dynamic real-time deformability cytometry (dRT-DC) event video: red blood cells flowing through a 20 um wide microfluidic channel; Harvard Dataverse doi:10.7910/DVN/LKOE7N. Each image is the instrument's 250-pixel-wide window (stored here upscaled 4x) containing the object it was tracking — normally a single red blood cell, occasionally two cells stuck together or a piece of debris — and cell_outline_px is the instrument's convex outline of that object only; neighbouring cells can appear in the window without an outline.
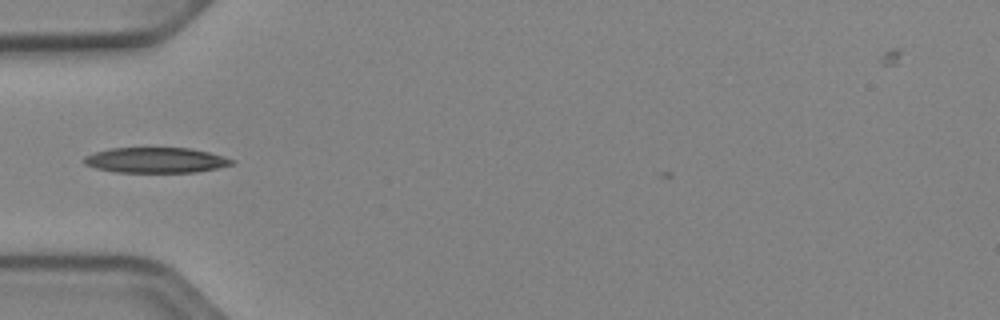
{"species": "Egyptian fruit bat (a non-hibernating species)", "species_latin": "Rousettus aegyptiacus", "temperature_condition": "cold", "stored_images_in_passage": 16, "camera_frame_rate_fps": 3000, "um_per_image_px": 0.085, "animal": {"sex": "female"}, "frame": {"image": 1, "passage_image": 1, "time_ms": 0.0, "image_size_px": [1000, 320], "cell_outline_px": [[236, 160], [232, 164], [216, 168], [196, 172], [116, 172], [96, 168], [84, 164], [84, 156], [96, 152], [112, 148], [192, 148], [224, 156]], "centroid_in_image_um": [13.26, 13.61], "position_along_channel_um": 71.7, "area_um2": 21.73}}
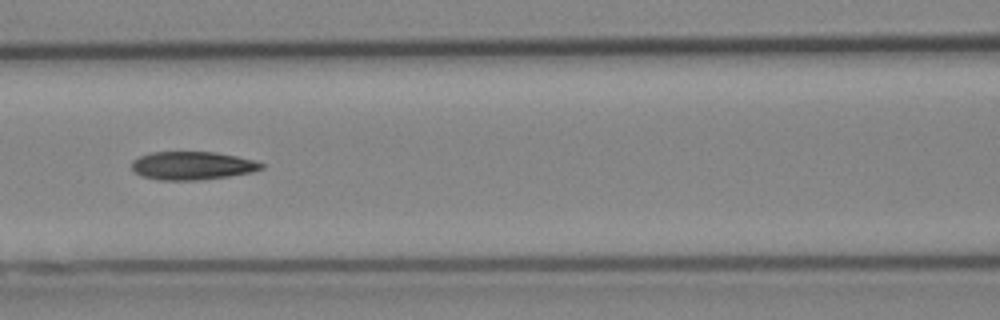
{"frame": {"image": 2, "passage_image": 7, "time_ms": 2.0, "image_size_px": [1000, 320], "cell_outline_px": [[264, 168], [252, 172], [228, 176], [200, 180], [156, 180], [140, 176], [132, 168], [132, 160], [148, 152], [216, 152], [236, 156], [252, 160], [264, 164]], "centroid_in_image_um": [16.31, 14.08], "position_along_channel_um": 150.3, "area_um2": 21.39}}
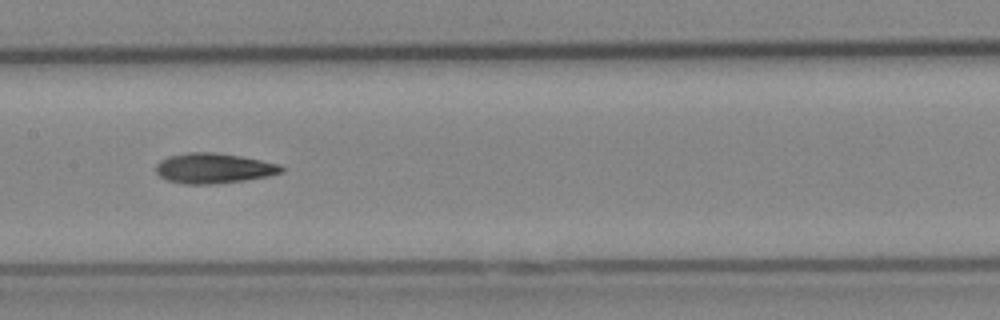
{"frame": {"image": 3, "passage_image": 10, "time_ms": 3.0, "image_size_px": [1000, 320], "cell_outline_px": [[284, 172], [244, 180], [208, 184], [184, 184], [168, 180], [160, 176], [156, 172], [156, 164], [160, 160], [168, 156], [188, 152], [216, 152], [240, 156], [280, 164], [284, 168]], "centroid_in_image_um": [18.13, 14.29], "position_along_channel_um": 189.3, "area_um2": 21.91}}